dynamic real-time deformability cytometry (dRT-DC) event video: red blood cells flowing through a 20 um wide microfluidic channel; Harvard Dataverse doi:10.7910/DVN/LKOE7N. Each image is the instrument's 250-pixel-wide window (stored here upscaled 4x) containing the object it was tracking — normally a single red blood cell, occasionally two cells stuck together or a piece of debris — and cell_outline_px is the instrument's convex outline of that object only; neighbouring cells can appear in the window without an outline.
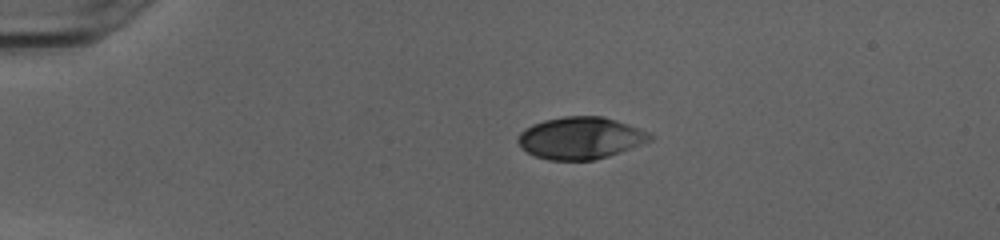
{"species": "human", "species_latin": "Homo sapiens", "temperature_condition": "cold", "stored_images_in_passage": 41, "camera_frame_rate_fps": 3000, "um_per_image_px": 0.085, "donor": {"sex": "female"}, "frame": {"image": 1, "passage_image": 1, "time_ms": 0.0, "image_size_px": [1000, 240], "cell_outline_px": [[656, 136], [652, 140], [620, 152], [608, 156], [592, 160], [548, 160], [536, 156], [520, 148], [516, 140], [520, 132], [524, 128], [532, 124], [544, 120], [564, 116], [604, 116], [628, 124], [648, 132]], "centroid_in_image_um": [49.32, 11.72], "position_along_channel_um": 35.7, "area_um2": 32.48}}
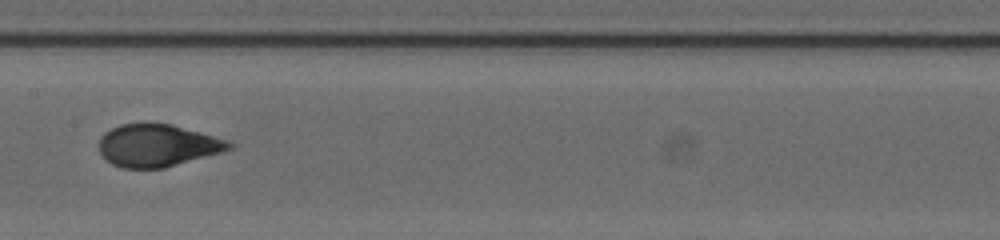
{"frame": {"image": 2, "passage_image": 17, "time_ms": 5.333, "image_size_px": [1000, 240], "cell_outline_px": [[236, 144], [232, 148], [224, 152], [164, 168], [124, 168], [112, 164], [100, 152], [100, 136], [104, 132], [120, 124], [148, 120], [172, 124], [228, 140]], "centroid_in_image_um": [13.41, 12.33], "position_along_channel_um": 194.0, "area_um2": 32.77}}
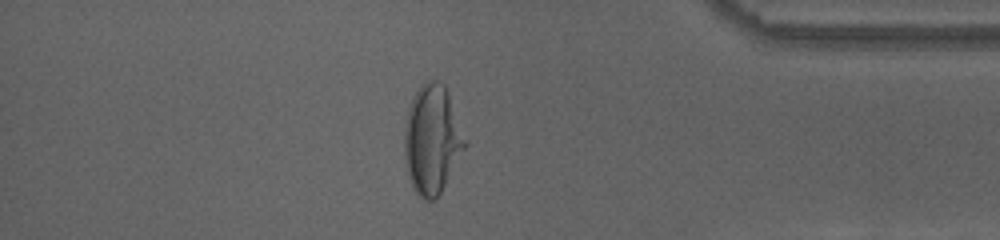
{"frame": {"image": 3, "passage_image": 34, "time_ms": 11.0, "image_size_px": [1000, 240], "cell_outline_px": [[468, 144], [440, 192], [432, 200], [424, 200], [412, 188], [408, 176], [404, 160], [404, 120], [412, 96], [420, 84], [428, 80], [440, 80], [444, 84], [468, 140]], "centroid_in_image_um": [36.71, 11.82], "position_along_channel_um": 398.5, "area_um2": 38.9}, "authors_computed_cell_mechanics": {"area_um2": 33.0038, "velocity_mm_per_s": 4.0361, "shape_relaxation_time_tau1_ms": 6.1165, "shape_relaxation_time_tau2_ms": null, "deformation_change_tau1": 0.2551, "deformation_change_tau2": null}}